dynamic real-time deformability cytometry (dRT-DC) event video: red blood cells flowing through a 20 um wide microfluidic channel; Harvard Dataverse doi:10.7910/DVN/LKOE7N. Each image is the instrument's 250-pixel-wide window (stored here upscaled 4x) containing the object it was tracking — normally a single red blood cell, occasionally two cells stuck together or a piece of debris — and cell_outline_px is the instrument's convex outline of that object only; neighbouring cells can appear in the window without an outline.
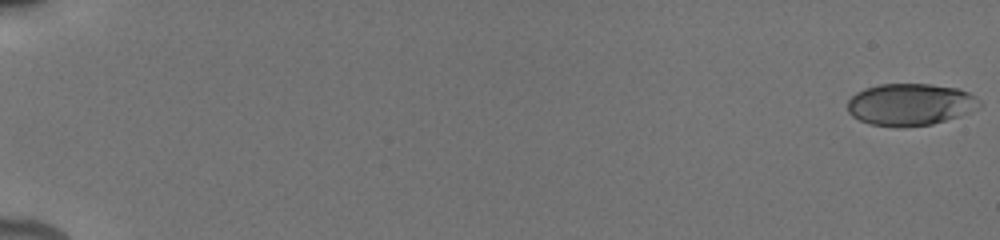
{"species": "human", "species_latin": "Homo sapiens", "temperature_condition": "cold", "stored_images_in_passage": 76, "camera_frame_rate_fps": 3000, "um_per_image_px": 0.085, "donor": {"sex": "male"}, "frame": {"image": 1, "passage_image": 1, "time_ms": 0.0, "image_size_px": [1000, 240], "cell_outline_px": [[984, 104], [980, 108], [960, 116], [932, 124], [900, 128], [872, 124], [860, 120], [852, 116], [848, 112], [848, 100], [856, 92], [864, 88], [880, 84], [932, 84], [956, 88], [968, 92], [976, 96]], "centroid_in_image_um": [77.41, 8.88], "position_along_channel_um": 7.6, "area_um2": 32.66}}
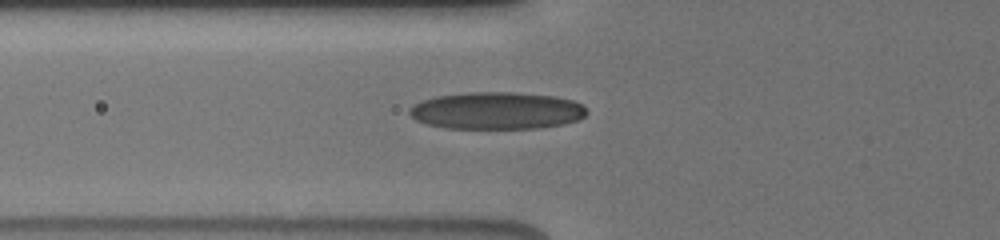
{"frame": {"image": 2, "passage_image": 31, "time_ms": 7.333, "image_size_px": [1000, 240], "cell_outline_px": [[588, 112], [584, 116], [576, 120], [564, 124], [536, 128], [444, 128], [428, 124], [416, 120], [408, 112], [408, 108], [424, 100], [436, 96], [468, 92], [516, 92], [556, 96], [572, 100], [584, 104]], "centroid_in_image_um": [42.25, 9.4], "position_along_channel_um": 83.6, "area_um2": 38.49}}
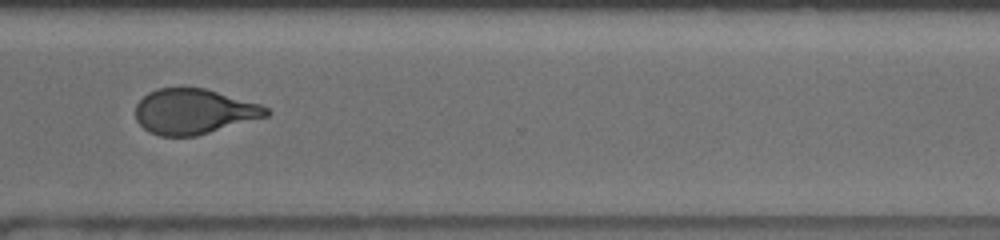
{"frame": {"image": 3, "passage_image": 55, "time_ms": 14.333, "image_size_px": [1000, 240], "cell_outline_px": [[272, 112], [268, 116], [196, 136], [160, 136], [148, 132], [136, 120], [136, 104], [148, 92], [156, 88], [204, 88], [260, 104], [268, 108]], "centroid_in_image_um": [16.47, 9.48], "position_along_channel_um": 354.1, "area_um2": 34.39}, "authors_computed_cell_mechanics": {"area_um2": 34.4199, "velocity_mm_per_s": 3.8686, "shape_relaxation_time_tau1_ms": 4.4889, "shape_relaxation_time_tau2_ms": 1.4772, "deformation_change_tau1": 0.1782, "deformation_change_tau2": 0.0843}}